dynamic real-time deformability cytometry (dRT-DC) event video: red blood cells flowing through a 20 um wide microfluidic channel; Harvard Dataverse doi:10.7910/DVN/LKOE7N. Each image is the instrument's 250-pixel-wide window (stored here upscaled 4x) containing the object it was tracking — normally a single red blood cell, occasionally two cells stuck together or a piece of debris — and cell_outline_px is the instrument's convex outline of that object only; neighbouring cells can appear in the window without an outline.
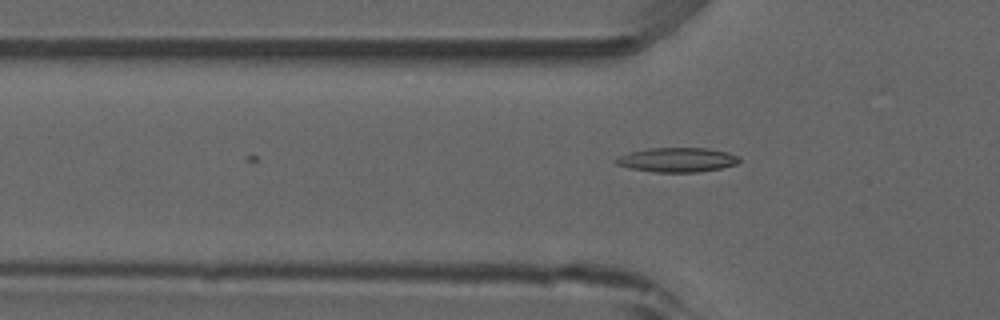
{"species": "common noctule bat (a hibernating species)", "species_latin": "Nyctalus noctula", "temperature_condition": "room temperature", "stored_images_in_passage": 4, "camera_frame_rate_fps": 3000, "um_per_image_px": 0.085, "animal": {"sex": "male", "forearm_length_mm": 52.5}, "frame": {"image": 1, "passage_image": 4, "time_ms": 1.0, "image_size_px": [1000, 320], "cell_outline_px": [[740, 160], [736, 164], [720, 168], [696, 172], [652, 172], [632, 168], [616, 164], [612, 160], [628, 152], [648, 148], [708, 148], [728, 152], [740, 156]], "centroid_in_image_um": [57.56, 13.57], "position_along_channel_um": 68.2, "area_um2": 17.57}}